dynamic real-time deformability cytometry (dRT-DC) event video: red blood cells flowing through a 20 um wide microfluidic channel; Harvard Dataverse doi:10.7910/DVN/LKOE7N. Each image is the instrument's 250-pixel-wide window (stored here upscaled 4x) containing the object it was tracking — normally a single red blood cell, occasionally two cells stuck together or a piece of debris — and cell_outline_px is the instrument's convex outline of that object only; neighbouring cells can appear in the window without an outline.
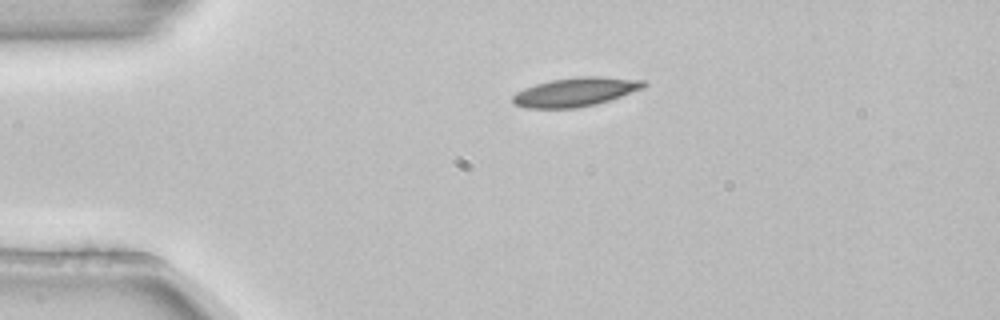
{"species": "common noctule bat (a hibernating species)", "species_latin": "Nyctalus noctula", "temperature_condition": "room temperature", "stored_images_in_passage": 2, "camera_frame_rate_fps": 3000, "um_per_image_px": 0.085, "animal": {"sex": "female", "body_mass_g": 22.7, "forearm_length_mm": 54.2}, "frame": {"image": 1, "passage_image": 1, "time_ms": 0.0, "image_size_px": [1000, 320], "cell_outline_px": [[648, 84], [644, 88], [596, 104], [576, 108], [528, 108], [516, 104], [512, 100], [512, 96], [516, 92], [524, 88], [536, 84], [552, 80], [576, 76], [596, 76], [644, 80]], "centroid_in_image_um": [48.92, 7.81], "position_along_channel_um": 36.1, "area_um2": 21.91}}